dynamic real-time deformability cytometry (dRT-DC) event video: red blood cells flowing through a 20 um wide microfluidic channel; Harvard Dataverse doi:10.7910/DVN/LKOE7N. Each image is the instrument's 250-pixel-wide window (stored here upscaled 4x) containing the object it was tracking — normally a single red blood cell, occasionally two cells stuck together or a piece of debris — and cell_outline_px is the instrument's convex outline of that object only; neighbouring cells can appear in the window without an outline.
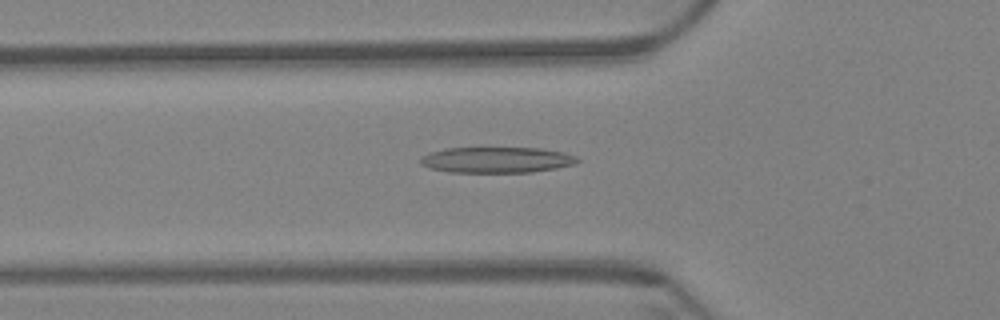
{"species": "Egyptian fruit bat (a non-hibernating species)", "species_latin": "Rousettus aegyptiacus", "temperature_condition": "warm", "stored_images_in_passage": 39, "camera_frame_rate_fps": 3000, "um_per_image_px": 0.085, "animal": {"sex": "female"}, "frame": {"image": 1, "passage_image": 2, "time_ms": 0.333, "image_size_px": [1000, 320], "cell_outline_px": [[580, 160], [572, 164], [556, 168], [532, 172], [448, 172], [428, 168], [420, 164], [420, 156], [428, 152], [444, 148], [540, 148], [564, 152], [576, 156]], "centroid_in_image_um": [42.15, 13.59], "position_along_channel_um": 83.6, "area_um2": 23.76}}
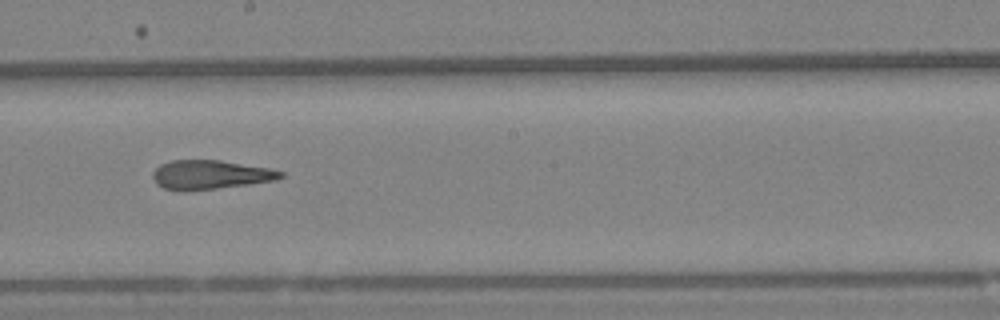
{"frame": {"image": 2, "passage_image": 15, "time_ms": 4.667, "image_size_px": [1000, 320], "cell_outline_px": [[284, 176], [276, 180], [248, 184], [216, 188], [164, 188], [156, 184], [152, 176], [152, 172], [160, 164], [172, 160], [220, 160], [268, 168], [284, 172]], "centroid_in_image_um": [17.9, 14.81], "position_along_channel_um": 230.3, "area_um2": 20.92}}
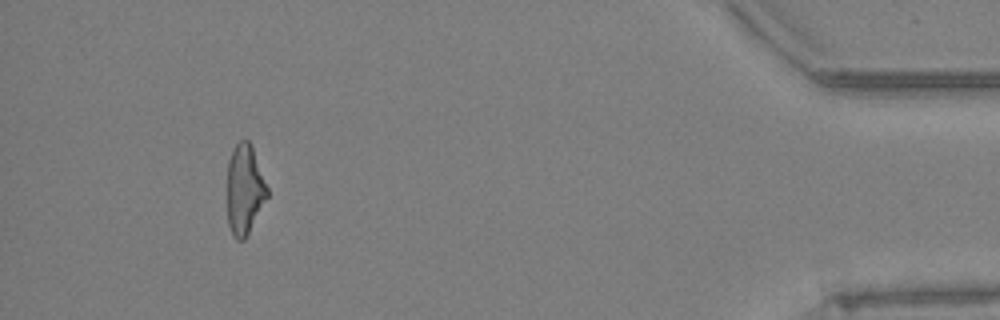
{"frame": {"image": 3, "passage_image": 37, "time_ms": 12.0, "image_size_px": [1000, 320], "cell_outline_px": [[268, 196], [244, 240], [236, 240], [232, 236], [228, 224], [228, 160], [236, 144], [240, 140], [248, 140], [252, 144], [268, 188]], "centroid_in_image_um": [20.79, 16.1], "position_along_channel_um": 414.4, "area_um2": 20.92}}